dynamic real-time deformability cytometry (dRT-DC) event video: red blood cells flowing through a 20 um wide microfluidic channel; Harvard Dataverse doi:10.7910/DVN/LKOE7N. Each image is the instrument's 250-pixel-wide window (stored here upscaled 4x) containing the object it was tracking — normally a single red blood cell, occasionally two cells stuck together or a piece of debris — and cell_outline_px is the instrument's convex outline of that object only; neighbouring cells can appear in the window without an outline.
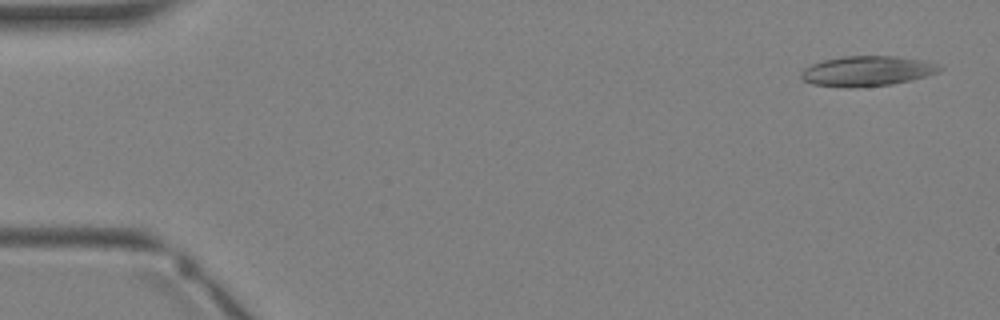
{"species": "Egyptian fruit bat (a non-hibernating species)", "species_latin": "Rousettus aegyptiacus", "temperature_condition": "warm", "stored_images_in_passage": 4, "camera_frame_rate_fps": 3000, "um_per_image_px": 0.085, "animal": {"sex": "female"}, "frame": {"image": 1, "passage_image": 1, "time_ms": 0.0, "image_size_px": [1000, 320], "cell_outline_px": [[944, 68], [940, 72], [912, 80], [892, 84], [856, 88], [812, 84], [804, 80], [800, 76], [800, 72], [804, 68], [812, 64], [824, 60], [844, 56], [896, 56], [920, 60], [936, 64]], "centroid_in_image_um": [73.71, 6.04], "position_along_channel_um": 11.3, "area_um2": 24.28}}
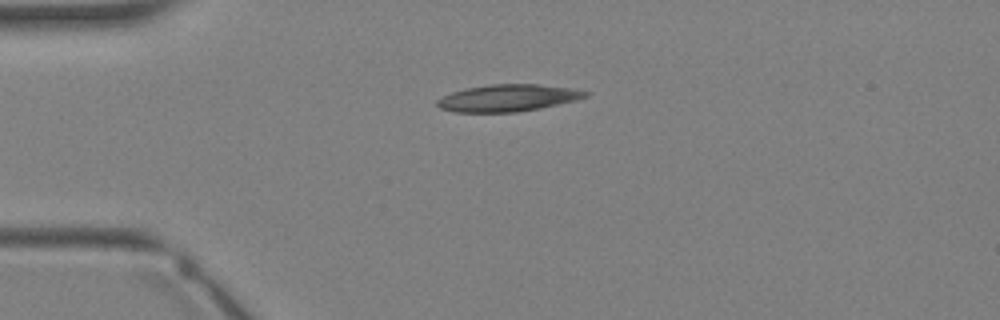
{"frame": {"image": 2, "passage_image": 3, "time_ms": 2.333, "image_size_px": [1000, 320], "cell_outline_px": [[592, 92], [588, 96], [576, 100], [540, 108], [516, 112], [452, 112], [440, 108], [436, 104], [436, 100], [452, 92], [464, 88], [488, 84], [536, 84], [576, 88]], "centroid_in_image_um": [43.2, 8.32], "position_along_channel_um": 41.8, "area_um2": 23.52}}
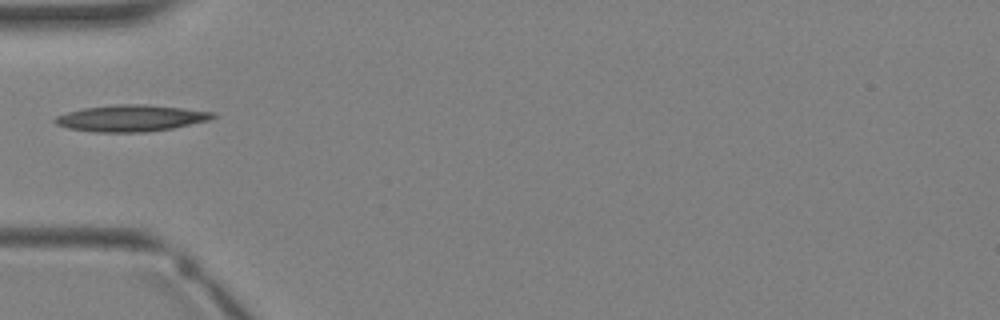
{"frame": {"image": 3, "passage_image": 4, "time_ms": 3.333, "image_size_px": [1000, 320], "cell_outline_px": [[216, 116], [208, 120], [172, 128], [144, 132], [92, 132], [68, 128], [56, 124], [52, 120], [56, 116], [68, 112], [84, 108], [116, 104], [144, 104], [216, 112]], "centroid_in_image_um": [11.1, 10.04], "position_along_channel_um": 73.9, "area_um2": 24.22}}